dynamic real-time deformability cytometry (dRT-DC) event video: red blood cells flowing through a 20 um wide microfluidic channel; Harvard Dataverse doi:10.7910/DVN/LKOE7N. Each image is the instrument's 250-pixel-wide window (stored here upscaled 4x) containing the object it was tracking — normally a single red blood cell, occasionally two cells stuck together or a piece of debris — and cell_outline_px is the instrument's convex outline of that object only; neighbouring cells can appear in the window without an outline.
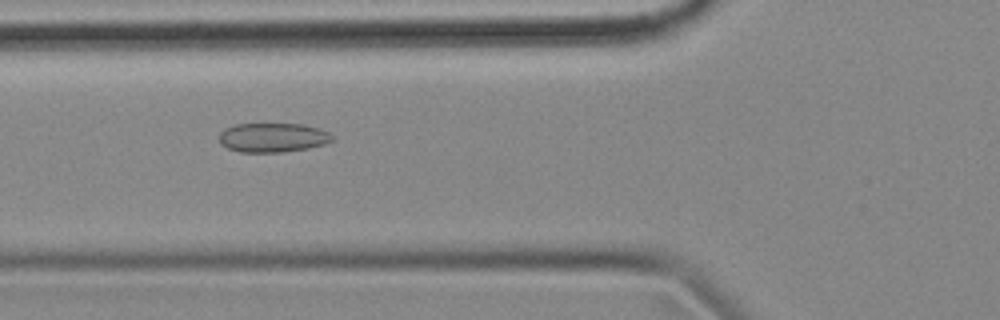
{"species": "common noctule bat (a hibernating species)", "species_latin": "Nyctalus noctula", "temperature_condition": "cold", "stored_images_in_passage": 56, "camera_frame_rate_fps": 3000, "um_per_image_px": 0.085, "animal": {"sex": "female", "body_mass_g": 18.4}, "frame": {"image": 1, "passage_image": 20, "time_ms": 6.333, "image_size_px": [1000, 320], "cell_outline_px": [[332, 140], [324, 144], [308, 148], [284, 152], [240, 152], [228, 148], [220, 144], [220, 132], [224, 128], [236, 124], [304, 124], [320, 128], [328, 132], [332, 136]], "centroid_in_image_um": [23.17, 11.69], "position_along_channel_um": 102.6, "area_um2": 19.31}}
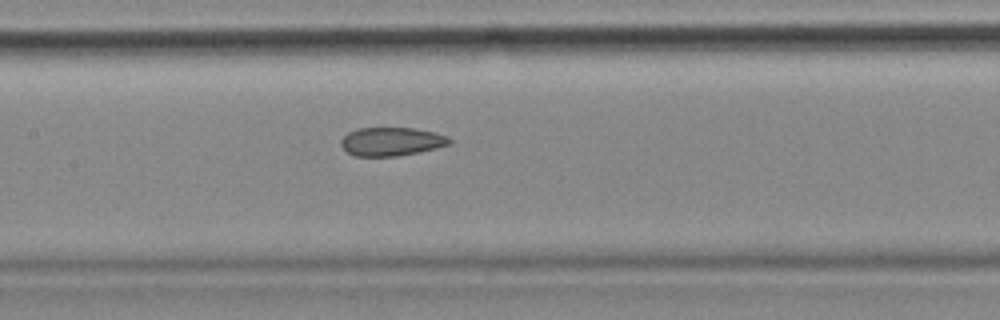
{"frame": {"image": 2, "passage_image": 26, "time_ms": 8.333, "image_size_px": [1000, 320], "cell_outline_px": [[452, 144], [436, 148], [396, 156], [356, 156], [348, 152], [340, 144], [340, 140], [348, 132], [356, 128], [412, 128], [432, 132], [448, 136], [452, 140]], "centroid_in_image_um": [33.27, 12.02], "position_along_channel_um": 174.1, "area_um2": 17.92}}
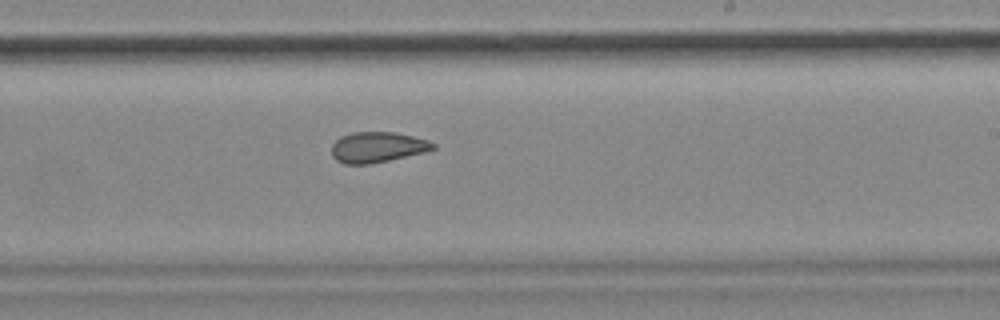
{"frame": {"image": 3, "passage_image": 33, "time_ms": 10.667, "image_size_px": [1000, 320], "cell_outline_px": [[436, 148], [424, 152], [388, 160], [368, 164], [344, 164], [336, 160], [332, 156], [332, 144], [340, 136], [352, 132], [396, 132], [428, 140], [436, 144]], "centroid_in_image_um": [32.06, 12.5], "position_along_channel_um": 256.9, "area_um2": 18.03}, "authors_computed_cell_mechanics": {"area_um2": 19.5364, "velocity_mm_per_s": 3.578, "shape_relaxation_time_tau1_ms": null, "shape_relaxation_time_tau2_ms": 1.9465, "deformation_change_tau1": null, "deformation_change_tau2": 0.073}}